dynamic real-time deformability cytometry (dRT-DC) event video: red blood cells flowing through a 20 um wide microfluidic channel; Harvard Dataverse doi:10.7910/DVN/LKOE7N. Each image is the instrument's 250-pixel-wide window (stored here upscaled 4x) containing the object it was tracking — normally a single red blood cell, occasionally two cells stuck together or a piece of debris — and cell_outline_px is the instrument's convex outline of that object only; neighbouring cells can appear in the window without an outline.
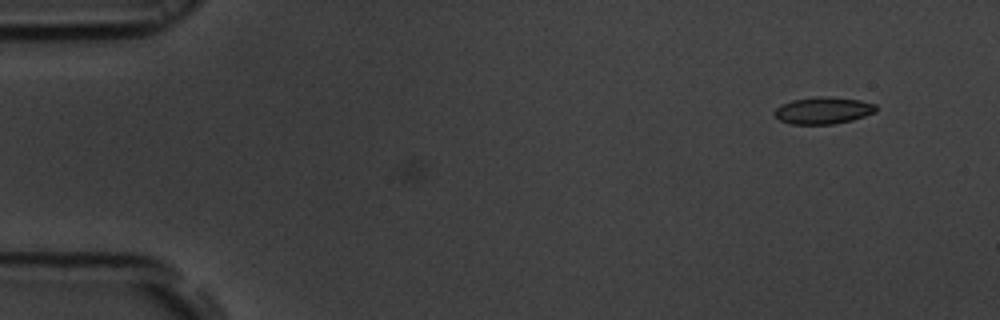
{"species": "common noctule bat (a hibernating species)", "species_latin": "Nyctalus noctula", "temperature_condition": "room temperature", "stored_images_in_passage": 18, "camera_frame_rate_fps": 3000, "um_per_image_px": 0.085, "animal": {"sex": "male", "body_mass_g": 19.5, "forearm_length_mm": 54.6}, "frame": {"image": 1, "passage_image": 1, "time_ms": 0.0, "image_size_px": [1000, 320], "cell_outline_px": [[876, 112], [852, 120], [832, 124], [792, 124], [780, 120], [772, 112], [780, 104], [792, 100], [812, 96], [824, 96], [860, 100], [876, 104]], "centroid_in_image_um": [69.95, 9.38], "position_along_channel_um": 15.1, "area_um2": 16.01}}
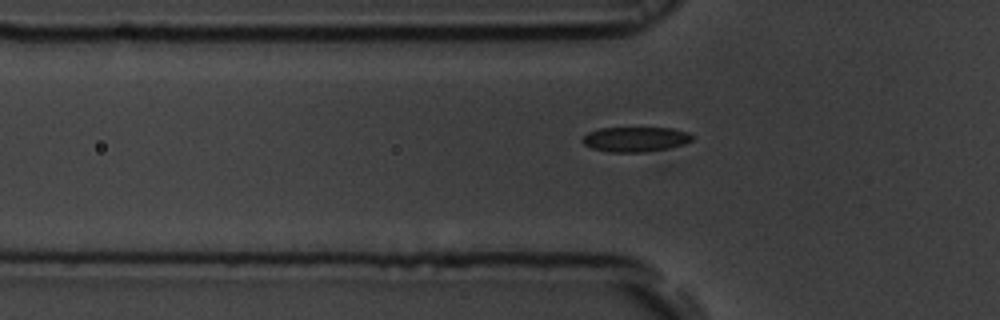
{"frame": {"image": 2, "passage_image": 14, "time_ms": 4.333, "image_size_px": [1000, 320], "cell_outline_px": [[692, 140], [684, 144], [668, 148], [644, 152], [608, 152], [592, 148], [584, 144], [584, 136], [588, 132], [600, 128], [672, 128], [688, 132], [692, 136]], "centroid_in_image_um": [54.02, 11.84], "position_along_channel_um": 71.8, "area_um2": 15.78}}